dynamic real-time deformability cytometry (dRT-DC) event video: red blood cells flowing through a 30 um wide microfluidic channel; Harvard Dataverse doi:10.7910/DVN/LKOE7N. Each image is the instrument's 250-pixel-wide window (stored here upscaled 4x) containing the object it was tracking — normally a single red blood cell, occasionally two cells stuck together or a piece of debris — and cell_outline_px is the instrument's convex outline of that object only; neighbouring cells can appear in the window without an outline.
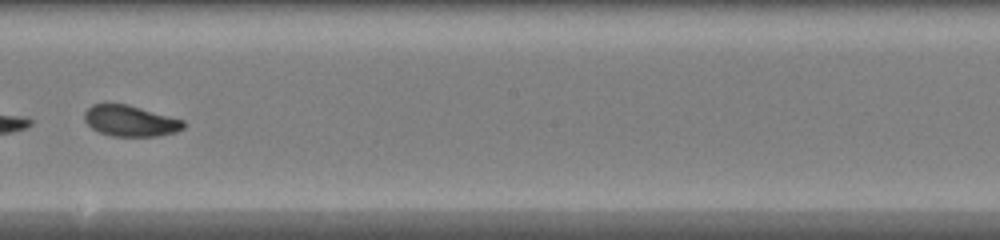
{"species": "common noctule bat (a hibernating species)", "species_latin": "Nyctalus noctula", "temperature_condition": "warm", "stored_images_in_passage": 42, "camera_frame_rate_fps": 3000, "um_per_image_px": 0.085, "animal": {"sex": "female", "body_mass_g": 20.0, "forearm_length_mm": 54.0}, "frame": {"image": 1, "passage_image": 26, "time_ms": 8.333, "image_size_px": [1000, 240], "cell_outline_px": [[184, 128], [176, 132], [160, 136], [112, 136], [100, 132], [92, 128], [84, 120], [84, 112], [92, 104], [124, 104], [140, 108], [184, 120]], "centroid_in_image_um": [11.07, 10.29], "position_along_channel_um": 237.1, "area_um2": 17.69}}
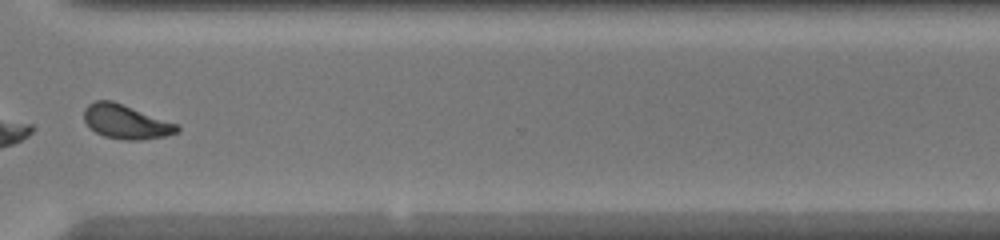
{"frame": {"image": 2, "passage_image": 34, "time_ms": 11.0, "image_size_px": [1000, 240], "cell_outline_px": [[180, 132], [168, 136], [140, 140], [124, 140], [104, 136], [88, 128], [84, 120], [84, 108], [88, 104], [96, 100], [112, 100], [176, 124], [180, 128]], "centroid_in_image_um": [10.68, 10.36], "position_along_channel_um": 359.9, "area_um2": 18.55}}